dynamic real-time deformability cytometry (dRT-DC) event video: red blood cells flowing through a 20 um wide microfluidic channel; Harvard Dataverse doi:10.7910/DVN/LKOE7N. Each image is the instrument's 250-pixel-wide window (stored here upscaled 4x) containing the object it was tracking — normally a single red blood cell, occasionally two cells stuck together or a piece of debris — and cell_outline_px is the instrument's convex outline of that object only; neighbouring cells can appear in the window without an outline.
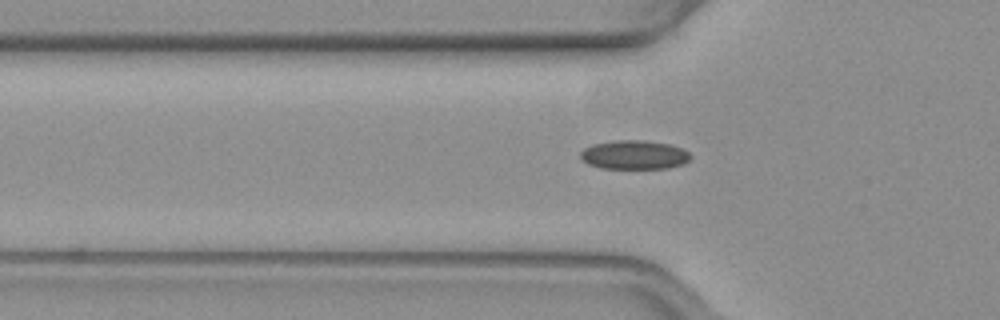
{"species": "common noctule bat (a hibernating species)", "species_latin": "Nyctalus noctula", "temperature_condition": "warm", "stored_images_in_passage": 36, "camera_frame_rate_fps": 3000, "um_per_image_px": 0.085, "animal": {"sex": "female", "body_mass_g": 19.3, "forearm_length_mm": 54.1}, "frame": {"image": 1, "passage_image": 6, "time_ms": 1.667, "image_size_px": [1000, 320], "cell_outline_px": [[692, 156], [684, 164], [668, 168], [600, 168], [588, 164], [580, 160], [580, 152], [584, 148], [592, 144], [616, 140], [644, 140], [668, 144], [680, 148], [688, 152]], "centroid_in_image_um": [53.87, 13.16], "position_along_channel_um": 71.9, "area_um2": 18.61}}
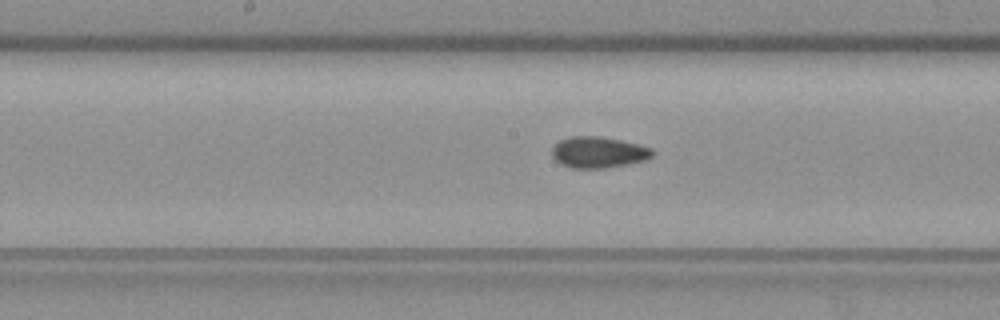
{"frame": {"image": 2, "passage_image": 16, "time_ms": 5.0, "image_size_px": [1000, 320], "cell_outline_px": [[656, 152], [648, 160], [628, 164], [604, 168], [572, 168], [560, 164], [552, 156], [552, 148], [560, 140], [572, 136], [596, 136], [620, 140], [652, 148]], "centroid_in_image_um": [50.88, 12.95], "position_along_channel_um": 197.3, "area_um2": 18.26}}
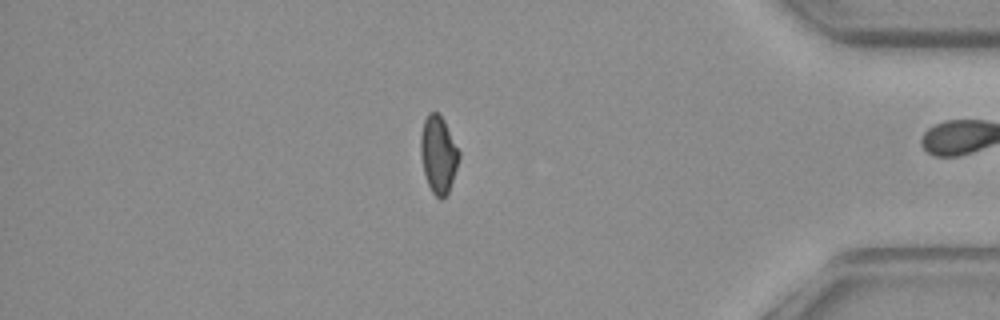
{"frame": {"image": 3, "passage_image": 35, "time_ms": 11.333, "image_size_px": [1000, 320], "cell_outline_px": [[460, 156], [448, 192], [440, 200], [432, 192], [428, 184], [424, 172], [420, 156], [420, 136], [424, 120], [428, 112], [436, 112], [444, 120], [460, 152]], "centroid_in_image_um": [37.24, 13.11], "position_along_channel_um": 398.0, "area_um2": 17.11}, "authors_computed_cell_mechanics": {"area_um2": 18.0336, "velocity_mm_per_s": 3.7321, "shape_relaxation_time_tau1_ms": null, "shape_relaxation_time_tau2_ms": 2.1138, "deformation_change_tau1": null, "deformation_change_tau2": 0.0687}}